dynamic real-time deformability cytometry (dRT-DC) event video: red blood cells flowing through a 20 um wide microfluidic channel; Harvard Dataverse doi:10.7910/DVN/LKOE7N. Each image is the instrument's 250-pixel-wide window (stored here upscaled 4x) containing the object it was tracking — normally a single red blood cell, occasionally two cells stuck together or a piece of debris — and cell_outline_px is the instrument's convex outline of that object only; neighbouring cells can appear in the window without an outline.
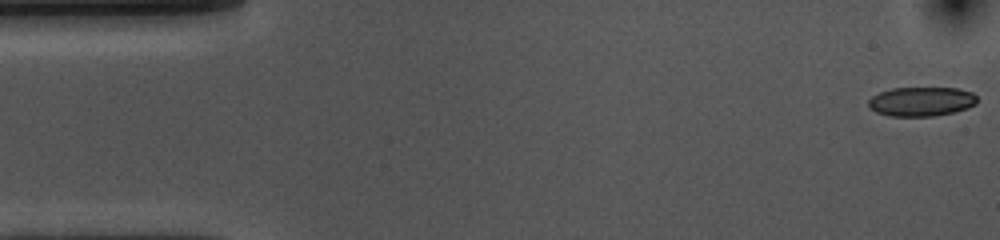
{"species": "common noctule bat (a hibernating species)", "species_latin": "Nyctalus noctula", "temperature_condition": "cold", "stored_images_in_passage": 54, "camera_frame_rate_fps": 3000, "um_per_image_px": 0.085, "animal": {"sex": "female", "body_mass_g": 10.0, "forearm_length_mm": 53.1}, "frame": {"image": 1, "passage_image": 1, "time_ms": 0.0, "image_size_px": [1000, 240], "cell_outline_px": [[976, 104], [968, 108], [936, 116], [888, 116], [876, 112], [868, 108], [868, 100], [872, 96], [880, 92], [892, 88], [956, 88], [972, 92], [976, 96]], "centroid_in_image_um": [78.29, 8.63], "position_along_channel_um": 6.7, "area_um2": 18.61}}
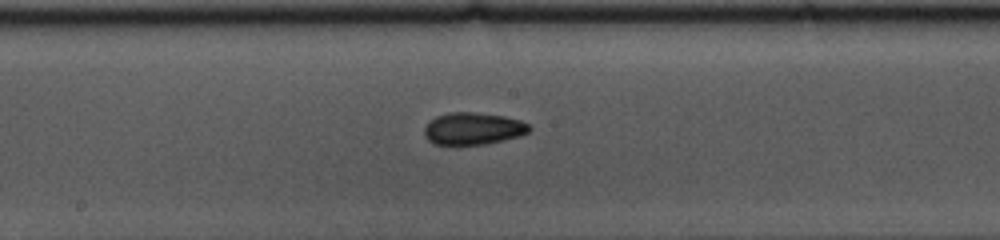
{"frame": {"image": 2, "passage_image": 27, "time_ms": 8.667, "image_size_px": [1000, 240], "cell_outline_px": [[532, 128], [528, 132], [520, 136], [504, 140], [484, 144], [432, 144], [424, 136], [424, 128], [428, 120], [436, 116], [448, 112], [472, 112], [504, 116], [520, 120], [528, 124]], "centroid_in_image_um": [40.18, 10.92], "position_along_channel_um": 208.0, "area_um2": 19.77}}
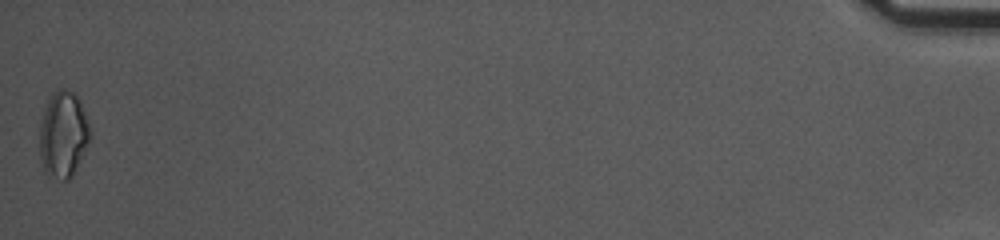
{"frame": {"image": 3, "passage_image": 54, "time_ms": 17.667, "image_size_px": [1000, 240], "cell_outline_px": [[92, 136], [72, 176], [68, 180], [60, 180], [48, 176], [44, 172], [40, 156], [40, 120], [48, 96], [56, 88], [64, 88], [72, 92], [76, 96], [84, 112]], "centroid_in_image_um": [5.34, 11.43], "position_along_channel_um": 429.9, "area_um2": 25.55}, "authors_computed_cell_mechanics": {"area_um2": 19.3341, "velocity_mm_per_s": 3.6198, "shape_relaxation_time_tau1_ms": 6.469, "shape_relaxation_time_tau2_ms": 7.9149, "deformation_change_tau1": 0.117, "deformation_change_tau2": 0.125}}